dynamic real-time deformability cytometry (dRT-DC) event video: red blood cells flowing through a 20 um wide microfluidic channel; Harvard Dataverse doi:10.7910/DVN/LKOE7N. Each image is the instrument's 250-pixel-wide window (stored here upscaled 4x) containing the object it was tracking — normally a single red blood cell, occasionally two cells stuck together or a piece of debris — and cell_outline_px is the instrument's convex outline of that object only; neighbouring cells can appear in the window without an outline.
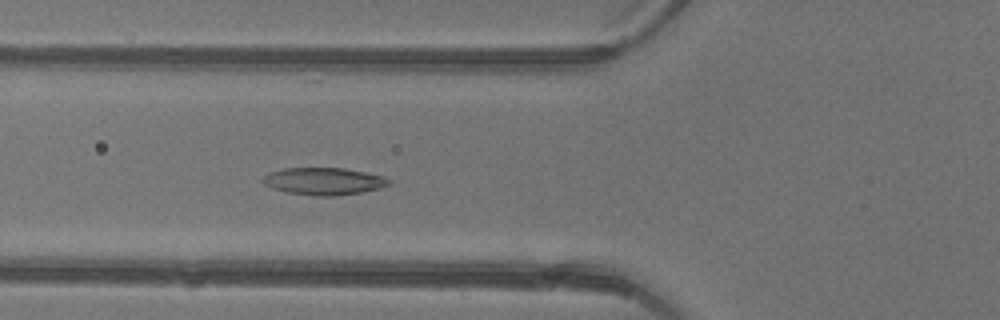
{"species": "common noctule bat (a hibernating species)", "species_latin": "Nyctalus noctula", "temperature_condition": "warm", "stored_images_in_passage": 47, "camera_frame_rate_fps": 3000, "um_per_image_px": 0.085, "animal": {"sex": "female"}, "frame": {"image": 1, "passage_image": 18, "time_ms": 5.667, "image_size_px": [1000, 320], "cell_outline_px": [[392, 184], [380, 188], [360, 192], [332, 196], [316, 196], [288, 192], [272, 188], [264, 184], [260, 180], [264, 176], [272, 172], [284, 168], [344, 168], [384, 176], [392, 180]], "centroid_in_image_um": [27.55, 15.4], "position_along_channel_um": 98.3, "area_um2": 19.94}}
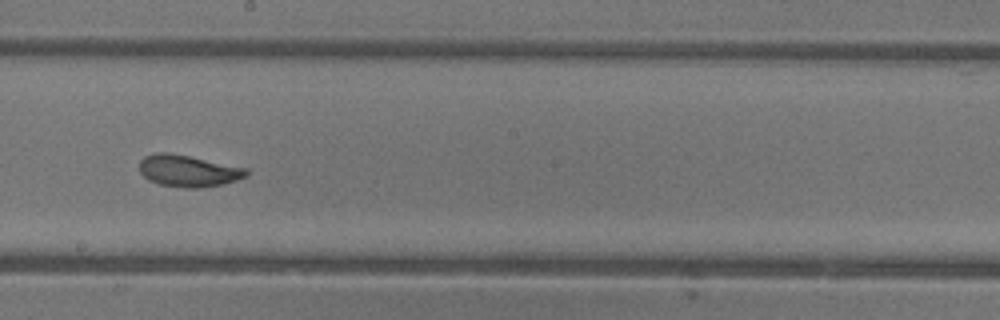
{"frame": {"image": 2, "passage_image": 27, "time_ms": 8.667, "image_size_px": [1000, 320], "cell_outline_px": [[248, 176], [224, 184], [200, 188], [188, 188], [160, 184], [148, 180], [140, 172], [140, 160], [144, 156], [156, 152], [168, 152], [248, 168]], "centroid_in_image_um": [16.01, 14.52], "position_along_channel_um": 232.2, "area_um2": 19.77}}
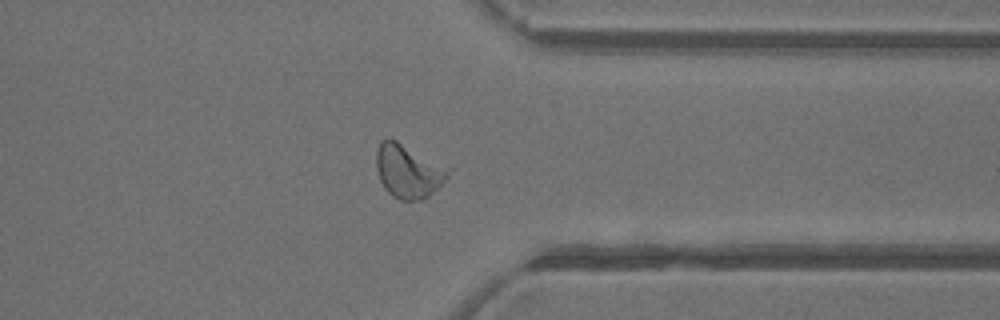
{"frame": {"image": 3, "passage_image": 37, "time_ms": 12.0, "image_size_px": [1000, 320], "cell_outline_px": [[452, 168], [448, 176], [428, 196], [420, 200], [400, 200], [392, 196], [384, 188], [380, 180], [376, 168], [376, 152], [380, 140], [388, 136], [452, 164]], "centroid_in_image_um": [34.75, 14.46], "position_along_channel_um": 376.6, "area_um2": 23.52}, "authors_computed_cell_mechanics": {"area_um2": 20.8658, "velocity_mm_per_s": 4.4432, "shape_relaxation_time_tau1_ms": 3.6156, "shape_relaxation_time_tau2_ms": 2.4416, "deformation_change_tau1": 0.1188, "deformation_change_tau2": 0.0989}}